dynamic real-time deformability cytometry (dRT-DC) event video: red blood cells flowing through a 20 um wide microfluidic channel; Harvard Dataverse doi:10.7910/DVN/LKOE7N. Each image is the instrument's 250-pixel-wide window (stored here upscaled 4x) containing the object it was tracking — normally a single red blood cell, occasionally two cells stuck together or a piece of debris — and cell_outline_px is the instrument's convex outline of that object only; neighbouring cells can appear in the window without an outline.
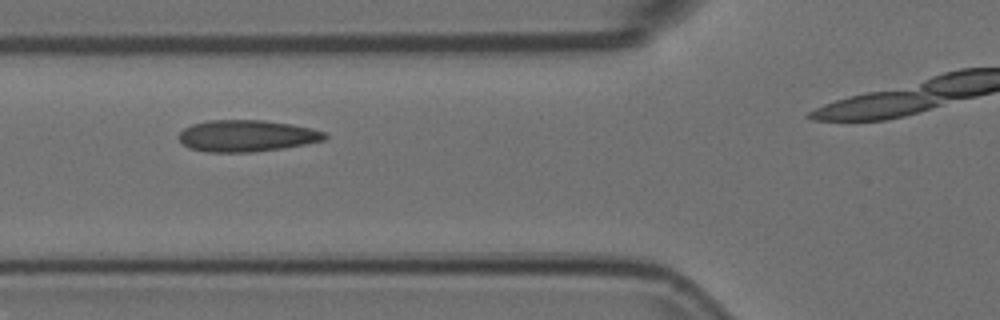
{"species": "Egyptian fruit bat (a non-hibernating species)", "species_latin": "Rousettus aegyptiacus", "temperature_condition": "room temperature", "stored_images_in_passage": 4, "camera_frame_rate_fps": 3000, "um_per_image_px": 0.085, "animal": {"sex": "female"}, "frame": {"image": 1, "passage_image": 3, "time_ms": 0.667, "image_size_px": [1000, 320], "cell_outline_px": [[328, 136], [324, 140], [284, 148], [252, 152], [208, 152], [188, 148], [180, 140], [180, 132], [184, 128], [192, 124], [208, 120], [264, 120], [292, 124], [312, 128], [324, 132]], "centroid_in_image_um": [20.98, 11.54], "position_along_channel_um": 104.8, "area_um2": 26.88}}